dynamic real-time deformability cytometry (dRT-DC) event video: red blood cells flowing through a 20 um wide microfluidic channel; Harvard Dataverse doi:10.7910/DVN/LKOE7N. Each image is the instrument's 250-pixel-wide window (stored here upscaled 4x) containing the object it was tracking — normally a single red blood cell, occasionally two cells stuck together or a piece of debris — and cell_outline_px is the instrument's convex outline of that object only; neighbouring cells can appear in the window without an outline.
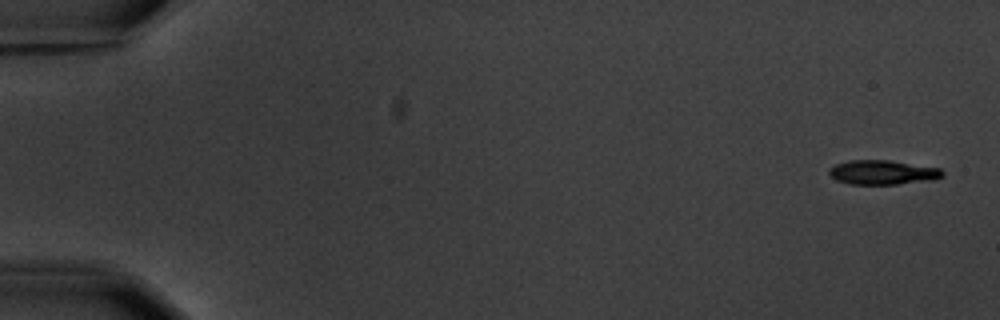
{"species": "common noctule bat (a hibernating species)", "species_latin": "Nyctalus noctula", "temperature_condition": "warm", "stored_images_in_passage": 6, "segment_of_instrument_passage": [2, 2], "camera_frame_rate_fps": 3000, "um_per_image_px": 0.085, "animal": {"sex": "male", "body_mass_g": 20.1, "forearm_length_mm": 53.5}, "frame": {"image": 1, "passage_image": 6, "time_ms": 6.667, "image_size_px": [1000, 320], "cell_outline_px": [[944, 176], [932, 180], [896, 184], [848, 184], [836, 180], [828, 172], [828, 168], [836, 164], [848, 160], [888, 160], [940, 168], [944, 172]], "centroid_in_image_um": [75.01, 14.65], "position_along_channel_um": 10.0, "area_um2": 16.13}}